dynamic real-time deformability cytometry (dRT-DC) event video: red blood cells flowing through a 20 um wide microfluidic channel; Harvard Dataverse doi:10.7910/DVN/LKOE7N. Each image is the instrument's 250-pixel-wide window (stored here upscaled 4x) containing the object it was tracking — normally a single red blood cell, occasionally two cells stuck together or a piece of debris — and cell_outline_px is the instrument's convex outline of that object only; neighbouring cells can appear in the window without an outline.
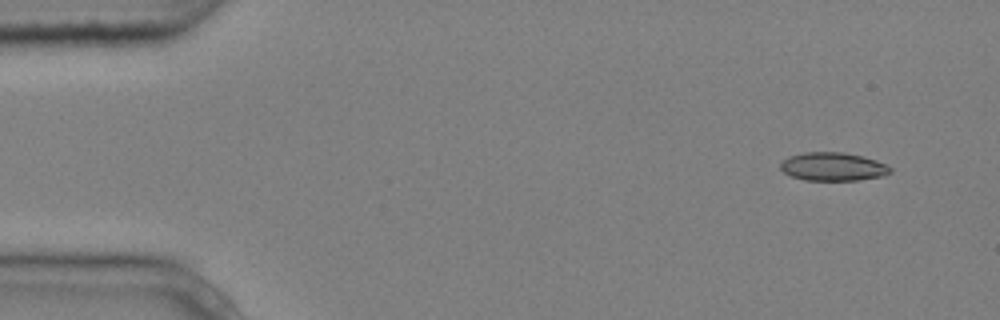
{"species": "common noctule bat (a hibernating species)", "species_latin": "Nyctalus noctula", "temperature_condition": "cold", "stored_images_in_passage": 4, "camera_frame_rate_fps": 3000, "um_per_image_px": 0.085, "animal": {"sex": "male", "body_mass_g": 20.4}, "frame": {"image": 1, "passage_image": 1, "time_ms": 0.0, "image_size_px": [1000, 320], "cell_outline_px": [[892, 172], [884, 176], [856, 180], [804, 180], [792, 176], [784, 172], [780, 168], [780, 164], [788, 156], [804, 152], [844, 152], [864, 156], [876, 160], [892, 168]], "centroid_in_image_um": [70.82, 14.16], "position_along_channel_um": 14.2, "area_um2": 18.21}}
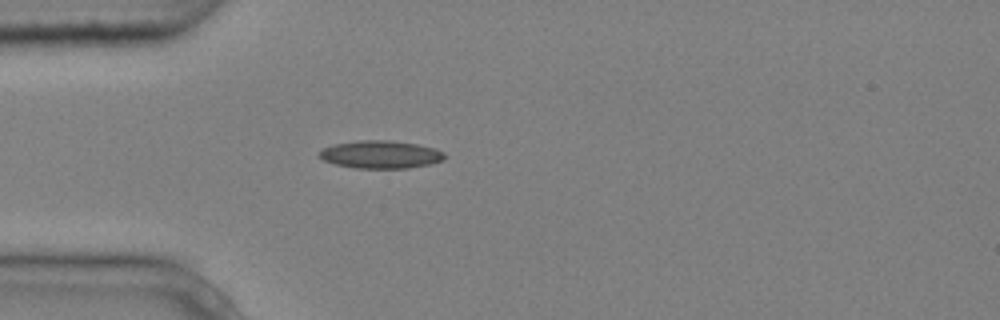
{"frame": {"image": 2, "passage_image": 4, "time_ms": 1.0, "image_size_px": [1000, 320], "cell_outline_px": [[444, 160], [428, 164], [408, 168], [356, 168], [336, 164], [324, 160], [316, 152], [332, 144], [360, 140], [388, 140], [416, 144], [436, 148], [444, 152]], "centroid_in_image_um": [32.34, 13.12], "position_along_channel_um": 52.7, "area_um2": 20.23}}